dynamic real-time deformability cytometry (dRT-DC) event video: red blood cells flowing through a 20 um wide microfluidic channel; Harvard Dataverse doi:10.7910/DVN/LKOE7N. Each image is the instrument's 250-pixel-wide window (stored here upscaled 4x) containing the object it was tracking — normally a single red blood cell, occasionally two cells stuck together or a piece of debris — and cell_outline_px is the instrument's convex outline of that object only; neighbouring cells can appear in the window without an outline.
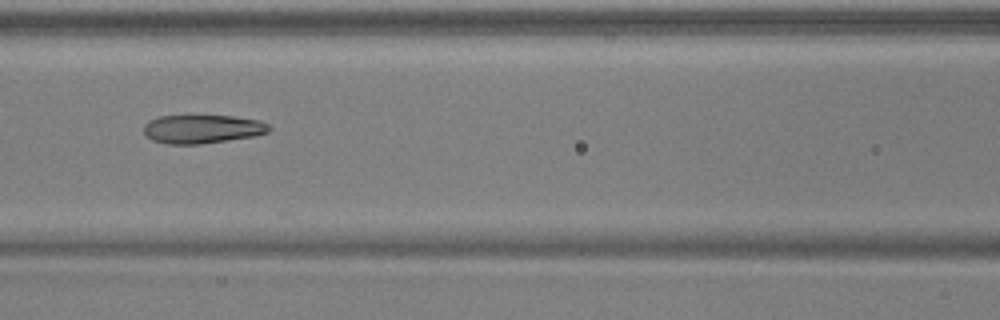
{"species": "common noctule bat (a hibernating species)", "species_latin": "Nyctalus noctula", "temperature_condition": "warm", "stored_images_in_passage": 17, "camera_frame_rate_fps": 3000, "um_per_image_px": 0.085, "animal": {"sex": "male", "body_mass_g": 17.9, "forearm_length_mm": 54.2}, "frame": {"image": 1, "passage_image": 10, "time_ms": 3.0, "image_size_px": [1000, 320], "cell_outline_px": [[272, 128], [268, 132], [256, 136], [200, 144], [168, 144], [152, 140], [144, 132], [144, 124], [148, 120], [160, 116], [232, 116], [260, 120], [268, 124]], "centroid_in_image_um": [17.22, 10.97], "position_along_channel_um": 149.4, "area_um2": 20.92}}